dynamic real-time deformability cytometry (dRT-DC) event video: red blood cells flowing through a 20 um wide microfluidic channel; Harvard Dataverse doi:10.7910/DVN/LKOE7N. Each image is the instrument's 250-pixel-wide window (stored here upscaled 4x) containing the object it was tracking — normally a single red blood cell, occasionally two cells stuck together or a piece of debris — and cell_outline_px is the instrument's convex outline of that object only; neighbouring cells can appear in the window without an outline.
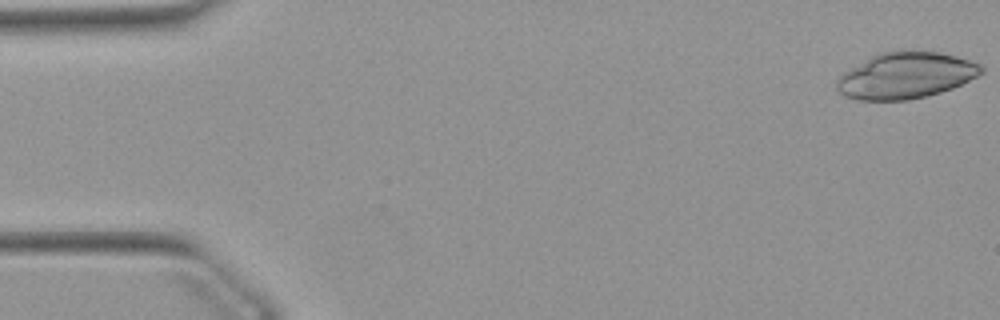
{"species": "Egyptian fruit bat (a non-hibernating species)", "species_latin": "Rousettus aegyptiacus", "temperature_condition": "warm", "stored_images_in_passage": 51, "camera_frame_rate_fps": 3000, "um_per_image_px": 0.085, "animal": {"sex": "female"}, "frame": {"image": 1, "passage_image": 1, "time_ms": 0.0, "image_size_px": [1000, 320], "cell_outline_px": [[984, 72], [952, 88], [928, 96], [908, 100], [856, 100], [844, 96], [836, 88], [836, 80], [844, 72], [872, 56], [880, 52], [940, 52], [956, 56], [980, 64], [984, 68]], "centroid_in_image_um": [76.98, 6.44], "position_along_channel_um": 8.0, "area_um2": 38.44}}